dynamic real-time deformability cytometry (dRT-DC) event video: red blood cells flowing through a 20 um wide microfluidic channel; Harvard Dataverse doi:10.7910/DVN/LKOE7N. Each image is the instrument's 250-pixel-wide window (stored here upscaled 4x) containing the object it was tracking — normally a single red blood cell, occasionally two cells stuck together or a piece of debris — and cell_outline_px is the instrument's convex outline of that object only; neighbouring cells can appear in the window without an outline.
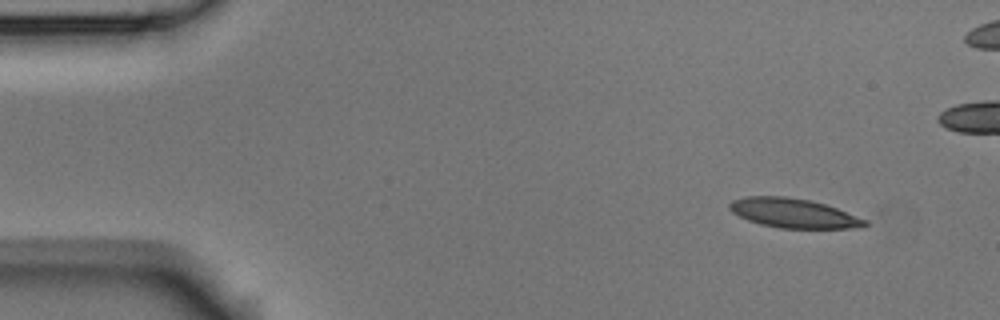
{"species": "Egyptian fruit bat (a non-hibernating species)", "species_latin": "Rousettus aegyptiacus", "temperature_condition": "room temperature", "stored_images_in_passage": 5, "camera_frame_rate_fps": 3000, "um_per_image_px": 0.085, "animal": {"sex": "male"}, "frame": {"image": 1, "passage_image": 1, "time_ms": 0.0, "image_size_px": [1000, 320], "cell_outline_px": [[868, 224], [864, 228], [780, 228], [760, 224], [748, 220], [732, 212], [728, 208], [728, 204], [732, 200], [748, 196], [788, 196], [812, 200], [836, 208], [868, 220]], "centroid_in_image_um": [67.46, 18.11], "position_along_channel_um": 17.5, "area_um2": 23.29}}
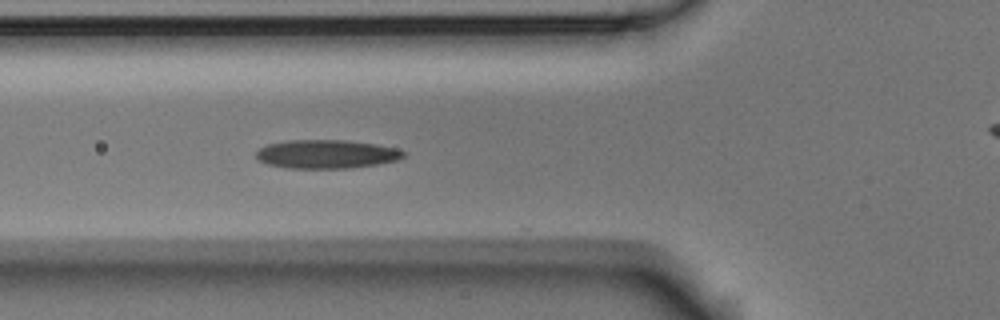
{"frame": {"image": 2, "passage_image": 5, "time_ms": 1.333, "image_size_px": [1000, 320], "cell_outline_px": [[408, 152], [404, 156], [396, 160], [376, 164], [348, 168], [288, 168], [268, 164], [260, 160], [256, 156], [256, 152], [260, 148], [268, 144], [288, 140], [348, 140], [376, 144], [396, 148]], "centroid_in_image_um": [27.77, 13.09], "position_along_channel_um": 98.0, "area_um2": 24.51}}